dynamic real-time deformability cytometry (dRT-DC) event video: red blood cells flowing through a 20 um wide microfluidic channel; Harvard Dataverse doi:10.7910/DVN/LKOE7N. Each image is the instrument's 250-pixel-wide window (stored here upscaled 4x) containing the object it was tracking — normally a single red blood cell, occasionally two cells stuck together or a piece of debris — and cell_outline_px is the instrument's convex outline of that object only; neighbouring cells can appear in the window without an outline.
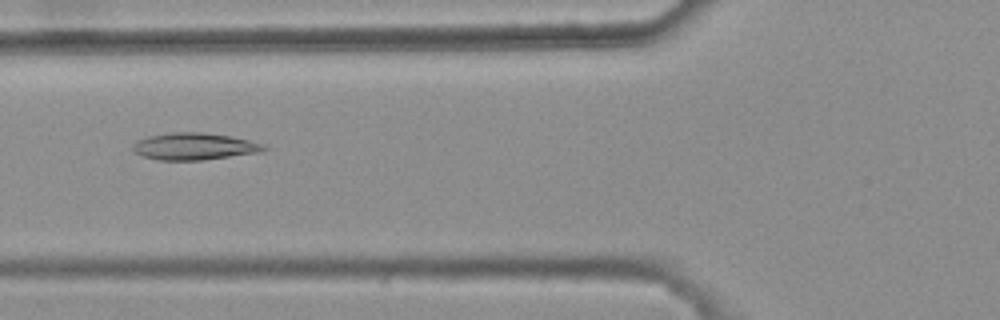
{"species": "common noctule bat (a hibernating species)", "species_latin": "Nyctalus noctula", "temperature_condition": "warm", "stored_images_in_passage": 5, "camera_frame_rate_fps": 3000, "um_per_image_px": 0.085, "animal": {"sex": "female", "body_mass_g": 25.1}, "frame": {"image": 1, "passage_image": 4, "time_ms": 1.0, "image_size_px": [1000, 320], "cell_outline_px": [[268, 148], [260, 152], [200, 160], [160, 160], [144, 156], [136, 152], [132, 148], [132, 144], [136, 140], [148, 136], [172, 132], [204, 132], [228, 136], [248, 140], [264, 144]], "centroid_in_image_um": [16.49, 12.43], "position_along_channel_um": 109.3, "area_um2": 20.4}}
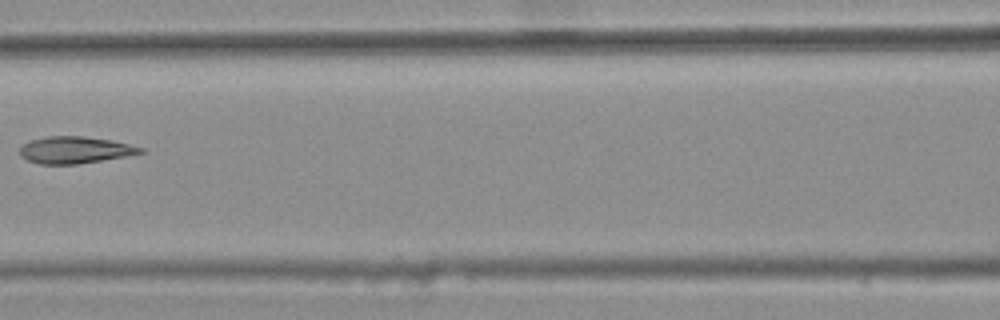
{"frame": {"image": 2, "passage_image": 5, "time_ms": 1.333, "image_size_px": [1000, 320], "cell_outline_px": [[144, 152], [124, 156], [76, 164], [40, 164], [28, 160], [20, 156], [20, 148], [28, 140], [48, 136], [84, 136], [112, 140], [144, 148]], "centroid_in_image_um": [6.33, 12.73], "position_along_channel_um": 160.3, "area_um2": 18.73}}